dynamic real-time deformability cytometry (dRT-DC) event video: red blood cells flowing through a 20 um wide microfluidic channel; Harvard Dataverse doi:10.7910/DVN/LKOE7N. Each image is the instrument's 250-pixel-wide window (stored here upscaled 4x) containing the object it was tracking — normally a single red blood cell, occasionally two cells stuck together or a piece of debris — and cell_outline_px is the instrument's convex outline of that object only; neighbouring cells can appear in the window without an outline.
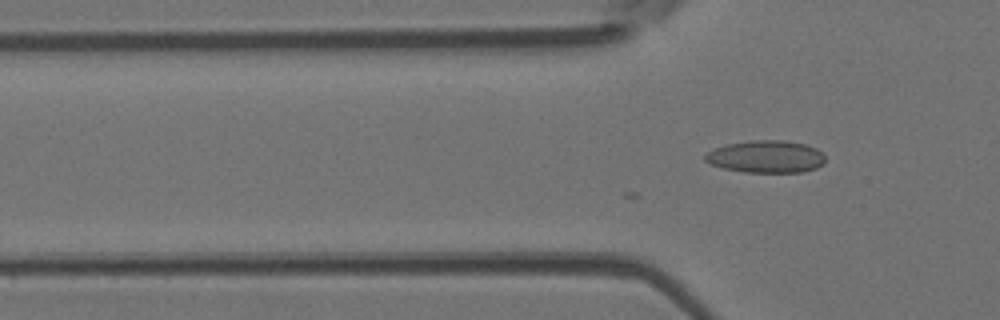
{"species": "Egyptian fruit bat (a non-hibernating species)", "species_latin": "Rousettus aegyptiacus", "temperature_condition": "room temperature", "stored_images_in_passage": 2, "camera_frame_rate_fps": 3000, "um_per_image_px": 0.085, "animal": {"sex": "female"}, "frame": {"image": 1, "passage_image": 2, "time_ms": 0.333, "image_size_px": [1000, 320], "cell_outline_px": [[824, 164], [816, 168], [804, 172], [744, 172], [724, 168], [712, 164], [704, 160], [704, 152], [712, 148], [724, 144], [752, 140], [784, 140], [804, 144], [816, 148], [824, 152]], "centroid_in_image_um": [65.09, 13.3], "position_along_channel_um": 60.7, "area_um2": 22.95}}